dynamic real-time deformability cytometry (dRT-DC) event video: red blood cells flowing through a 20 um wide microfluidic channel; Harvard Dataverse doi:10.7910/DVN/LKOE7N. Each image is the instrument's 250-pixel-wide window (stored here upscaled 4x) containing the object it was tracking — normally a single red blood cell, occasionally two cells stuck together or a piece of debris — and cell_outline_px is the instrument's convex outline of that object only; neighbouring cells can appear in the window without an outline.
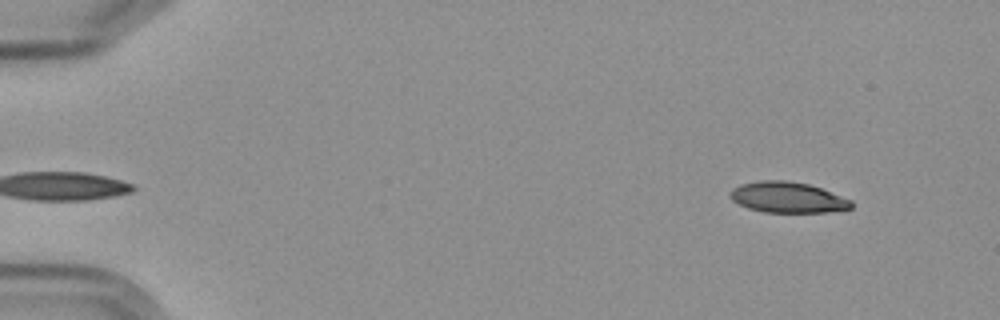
{"species": "Egyptian fruit bat (a non-hibernating species)", "species_latin": "Rousettus aegyptiacus", "temperature_condition": "cold", "stored_images_in_passage": 3, "segment_of_instrument_passage": [2, 2], "camera_frame_rate_fps": 3000, "um_per_image_px": 0.085, "frame": {"image": 1, "passage_image": 3, "time_ms": 2.333, "image_size_px": [1000, 320], "cell_outline_px": [[852, 208], [824, 212], [764, 212], [748, 208], [732, 200], [728, 196], [728, 192], [732, 188], [740, 184], [760, 180], [784, 180], [808, 184], [820, 188], [852, 200]], "centroid_in_image_um": [66.9, 16.77], "position_along_channel_um": 18.1, "area_um2": 21.68}}